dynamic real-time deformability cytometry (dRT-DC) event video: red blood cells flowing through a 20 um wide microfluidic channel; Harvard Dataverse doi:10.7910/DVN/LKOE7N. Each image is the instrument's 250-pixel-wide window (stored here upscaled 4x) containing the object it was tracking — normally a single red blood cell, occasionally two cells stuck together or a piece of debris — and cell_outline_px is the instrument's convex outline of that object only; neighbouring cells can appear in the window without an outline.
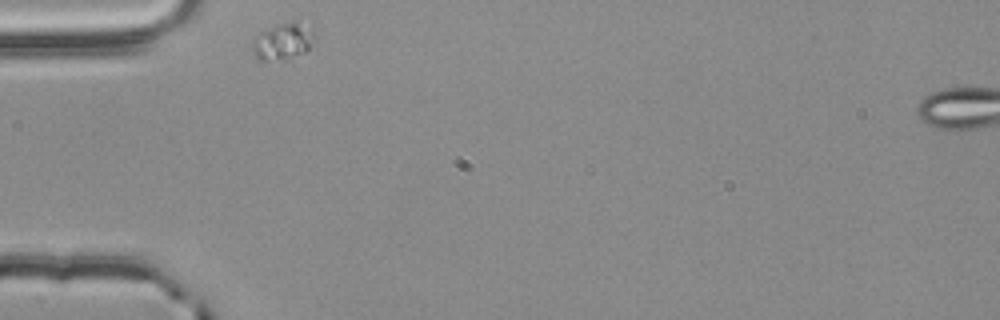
{"species": "common noctule bat (a hibernating species)", "species_latin": "Nyctalus noctula", "temperature_condition": "room temperature", "stored_images_in_passage": 32, "camera_frame_rate_fps": 3000, "um_per_image_px": 0.085, "animal": {"sex": "male", "body_mass_g": 20.4}, "frame": {"image": 1, "passage_image": 1, "time_ms": 0.0, "image_size_px": [1000, 320], "cell_outline_px": [[316, 40], [308, 52], [284, 60], [260, 60], [256, 56], [252, 48], [252, 40], [260, 32], [276, 24], [296, 20], [312, 28]], "centroid_in_image_um": [24.1, 3.51], "position_along_channel_um": 60.9, "area_um2": 13.7}}